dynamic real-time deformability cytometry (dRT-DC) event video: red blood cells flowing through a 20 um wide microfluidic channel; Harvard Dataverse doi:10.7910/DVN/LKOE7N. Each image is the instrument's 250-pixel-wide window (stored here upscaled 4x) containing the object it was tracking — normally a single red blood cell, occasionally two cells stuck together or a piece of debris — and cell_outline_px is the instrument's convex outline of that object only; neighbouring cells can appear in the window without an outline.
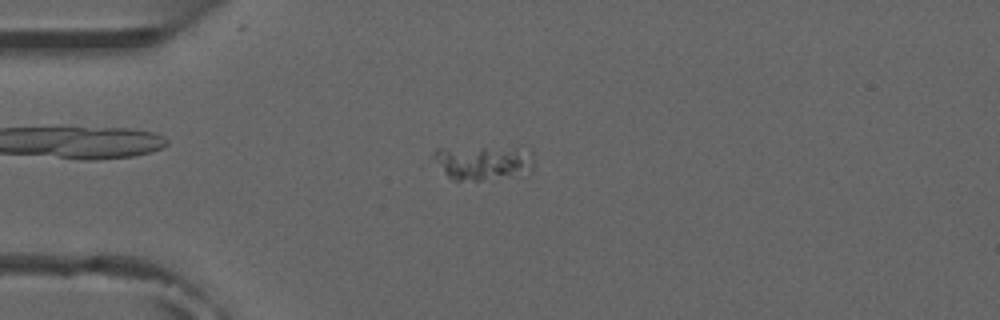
{"species": "common noctule bat (a hibernating species)", "species_latin": "Nyctalus noctula", "temperature_condition": "room temperature", "stored_images_in_passage": 50, "camera_frame_rate_fps": 3000, "um_per_image_px": 0.085, "animal": {"sex": "male", "forearm_length_mm": 52.5}, "frame": {"image": 1, "passage_image": 11, "time_ms": 3.333, "image_size_px": [1000, 320], "cell_outline_px": [[532, 172], [512, 176], [480, 180], [452, 180], [444, 172], [432, 156], [432, 152], [436, 148], [520, 144], [528, 144], [532, 152]], "centroid_in_image_um": [41.17, 13.72], "position_along_channel_um": 43.8, "area_um2": 21.56}}
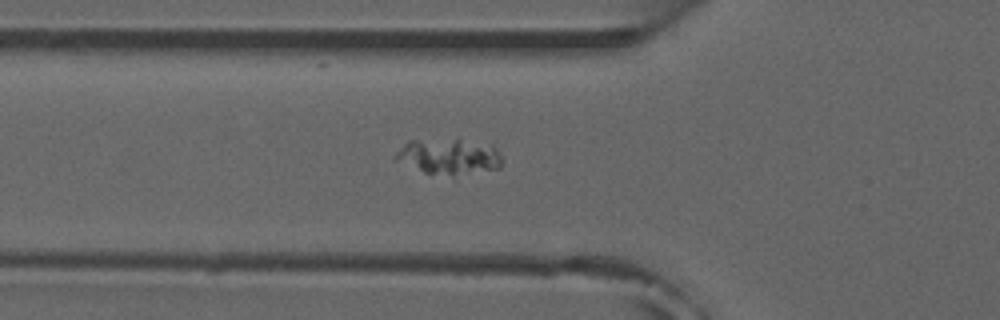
{"frame": {"image": 2, "passage_image": 16, "time_ms": 5.0, "image_size_px": [1000, 320], "cell_outline_px": [[504, 160], [500, 168], [456, 180], [424, 172], [392, 160], [392, 156], [408, 140], [456, 136], [492, 144], [496, 148]], "centroid_in_image_um": [38.21, 13.32], "position_along_channel_um": 87.6, "area_um2": 24.62}}
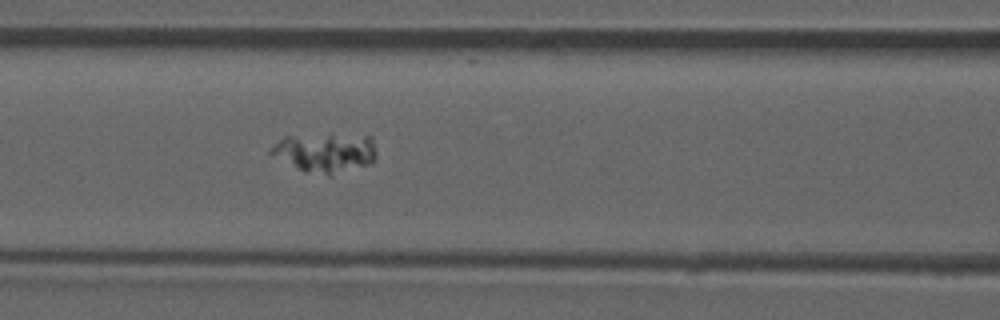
{"frame": {"image": 3, "passage_image": 20, "time_ms": 6.333, "image_size_px": [1000, 320], "cell_outline_px": [[376, 160], [372, 164], [332, 176], [328, 176], [304, 172], [268, 152], [284, 136], [372, 136], [376, 152]], "centroid_in_image_um": [27.72, 13.03], "position_along_channel_um": 138.9, "area_um2": 23.93}}